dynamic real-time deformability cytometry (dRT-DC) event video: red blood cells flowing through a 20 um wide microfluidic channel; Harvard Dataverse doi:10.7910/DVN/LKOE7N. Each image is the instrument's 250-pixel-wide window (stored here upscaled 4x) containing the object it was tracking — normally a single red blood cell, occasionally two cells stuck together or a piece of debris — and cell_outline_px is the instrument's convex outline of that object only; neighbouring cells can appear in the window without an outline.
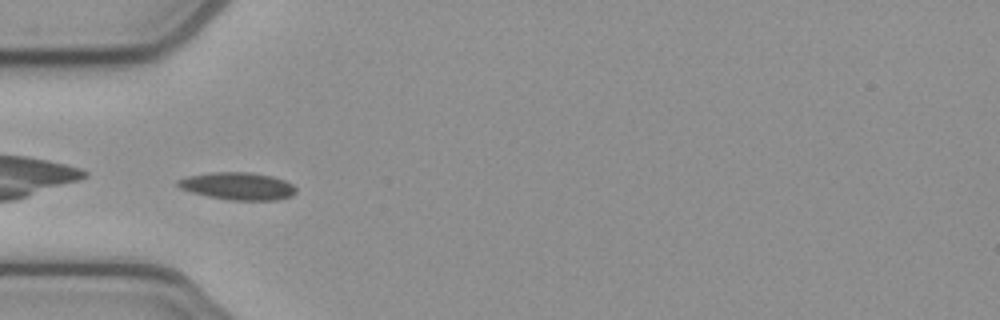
{"species": "common noctule bat (a hibernating species)", "species_latin": "Nyctalus noctula", "temperature_condition": "cold", "stored_images_in_passage": 37, "camera_frame_rate_fps": 3000, "um_per_image_px": 0.085, "animal": {"sex": "female", "body_mass_g": 21.9}, "frame": {"image": 1, "passage_image": 1, "time_ms": 0.0, "image_size_px": [1000, 320], "cell_outline_px": [[296, 192], [292, 196], [276, 200], [232, 200], [208, 196], [192, 192], [180, 188], [176, 184], [176, 180], [188, 176], [212, 172], [252, 172], [272, 176], [284, 180], [292, 184], [296, 188]], "centroid_in_image_um": [20.22, 15.81], "position_along_channel_um": 64.8, "area_um2": 18.9}}
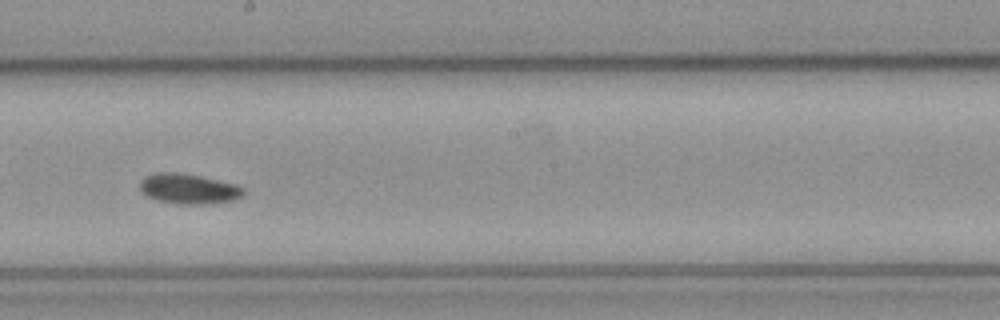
{"frame": {"image": 2, "passage_image": 14, "time_ms": 4.333, "image_size_px": [1000, 320], "cell_outline_px": [[244, 192], [236, 200], [204, 204], [176, 204], [156, 200], [140, 192], [140, 180], [144, 176], [156, 172], [180, 172], [200, 176], [236, 184], [244, 188]], "centroid_in_image_um": [15.99, 16.04], "position_along_channel_um": 232.2, "area_um2": 18.38}}
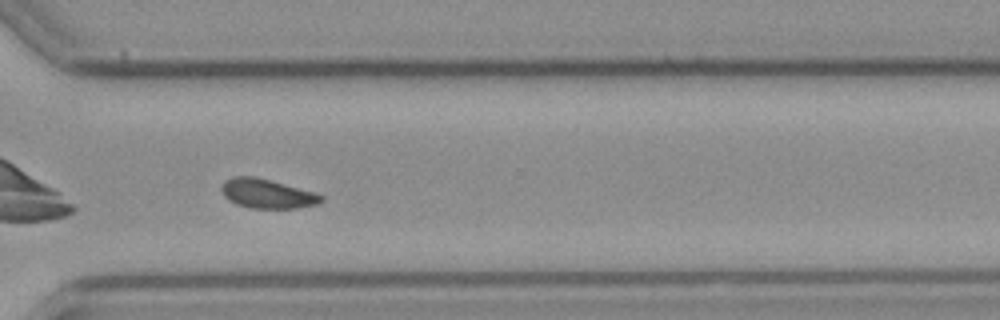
{"frame": {"image": 3, "passage_image": 23, "time_ms": 7.333, "image_size_px": [1000, 320], "cell_outline_px": [[324, 200], [320, 204], [296, 208], [252, 208], [236, 204], [228, 200], [224, 196], [220, 188], [224, 180], [232, 176], [256, 176], [316, 192], [324, 196]], "centroid_in_image_um": [22.72, 16.45], "position_along_channel_um": 347.9, "area_um2": 17.34}, "authors_computed_cell_mechanics": {"area_um2": 16.9932, "velocity_mm_per_s": 3.867, "shape_relaxation_time_tau1_ms": 11.1245, "shape_relaxation_time_tau2_ms": null, "deformation_change_tau1": 0.1379, "deformation_change_tau2": null}}